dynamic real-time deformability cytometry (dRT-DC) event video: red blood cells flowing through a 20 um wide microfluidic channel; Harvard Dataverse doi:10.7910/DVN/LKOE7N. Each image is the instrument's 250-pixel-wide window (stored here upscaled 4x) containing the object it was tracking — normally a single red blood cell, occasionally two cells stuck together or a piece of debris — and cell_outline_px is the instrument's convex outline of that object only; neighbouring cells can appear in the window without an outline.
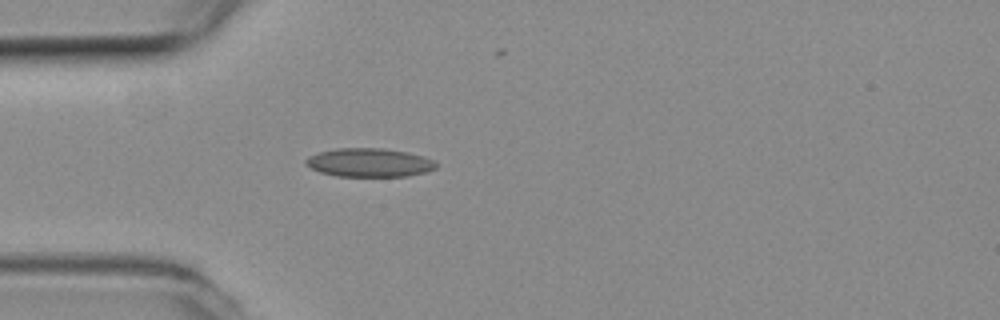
{"species": "common noctule bat (a hibernating species)", "species_latin": "Nyctalus noctula", "temperature_condition": "room temperature", "stored_images_in_passage": 40, "camera_frame_rate_fps": 3000, "um_per_image_px": 0.085, "animal": {"sex": "female", "body_mass_g": 19.3, "forearm_length_mm": 54.1}, "frame": {"image": 1, "passage_image": 1, "time_ms": 0.0, "image_size_px": [1000, 320], "cell_outline_px": [[440, 164], [436, 168], [428, 172], [408, 176], [336, 176], [320, 172], [304, 164], [304, 160], [308, 156], [320, 152], [336, 148], [384, 148], [408, 152], [424, 156], [436, 160]], "centroid_in_image_um": [31.45, 13.82], "position_along_channel_um": 53.6, "area_um2": 22.08}}
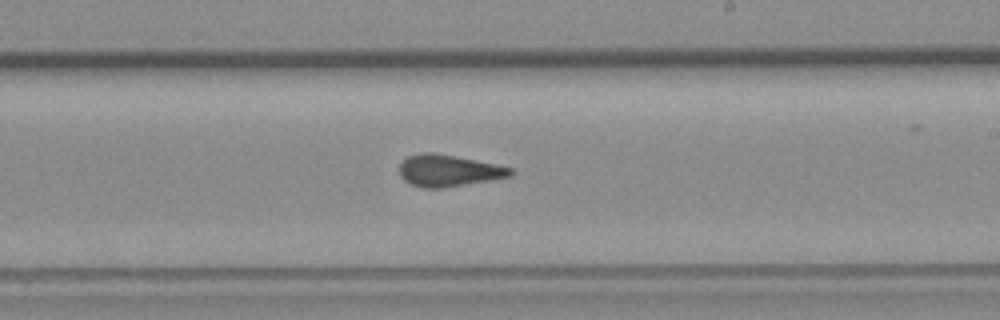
{"frame": {"image": 2, "passage_image": 17, "time_ms": 5.333, "image_size_px": [1000, 320], "cell_outline_px": [[516, 172], [512, 176], [440, 188], [424, 188], [412, 184], [404, 180], [400, 176], [400, 164], [408, 156], [424, 152], [432, 152], [456, 156], [496, 164], [512, 168]], "centroid_in_image_um": [38.14, 14.49], "position_along_channel_um": 250.9, "area_um2": 20.35}}
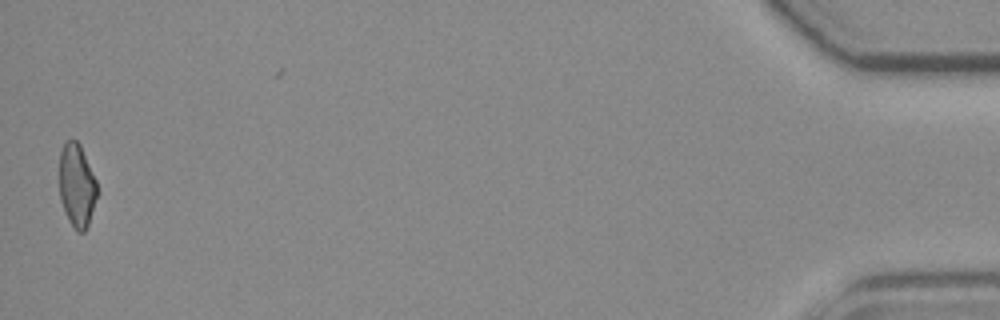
{"frame": {"image": 3, "passage_image": 39, "time_ms": 12.667, "image_size_px": [1000, 320], "cell_outline_px": [[96, 196], [88, 224], [84, 232], [76, 232], [60, 200], [60, 152], [64, 144], [68, 140], [76, 140], [80, 144], [96, 180]], "centroid_in_image_um": [6.52, 15.74], "position_along_channel_um": 428.7, "area_um2": 17.8}, "authors_computed_cell_mechanics": {"area_um2": 20.1144, "velocity_mm_per_s": 3.814, "shape_relaxation_time_tau1_ms": null, "shape_relaxation_time_tau2_ms": 1.7576, "deformation_change_tau1": null, "deformation_change_tau2": 0.1061}}